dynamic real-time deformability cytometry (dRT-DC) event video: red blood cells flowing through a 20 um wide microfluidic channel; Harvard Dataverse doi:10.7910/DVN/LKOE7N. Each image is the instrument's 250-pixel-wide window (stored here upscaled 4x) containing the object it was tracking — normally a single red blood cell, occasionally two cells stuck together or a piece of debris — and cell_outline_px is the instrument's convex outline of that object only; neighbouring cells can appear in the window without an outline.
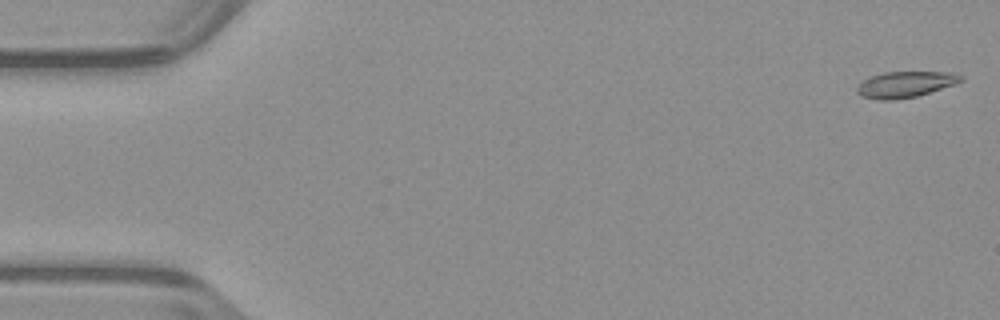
{"species": "common noctule bat (a hibernating species)", "species_latin": "Nyctalus noctula", "temperature_condition": "warm", "stored_images_in_passage": 52, "camera_frame_rate_fps": 3000, "um_per_image_px": 0.085, "animal": {"sex": "male", "body_mass_g": 23.1, "forearm_length_mm": 52.7}, "frame": {"image": 1, "passage_image": 1, "time_ms": 0.0, "image_size_px": [1000, 320], "cell_outline_px": [[964, 80], [956, 84], [916, 96], [892, 100], [876, 100], [860, 96], [856, 92], [856, 88], [868, 76], [884, 72], [956, 72], [964, 76]], "centroid_in_image_um": [76.96, 7.17], "position_along_channel_um": 8.0, "area_um2": 15.95}}
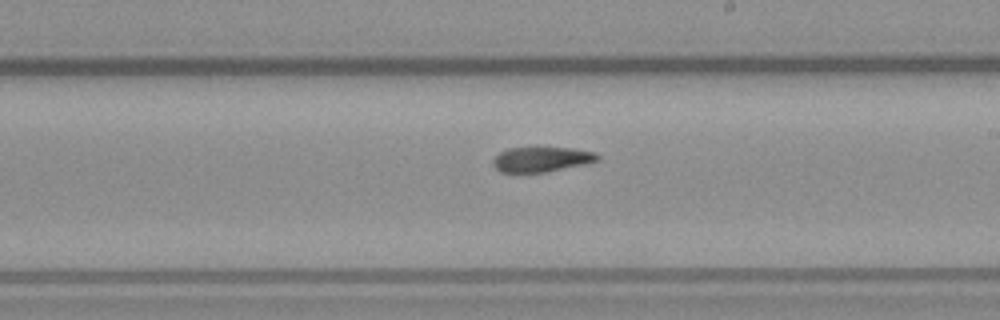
{"frame": {"image": 2, "passage_image": 30, "time_ms": 9.667, "image_size_px": [1000, 320], "cell_outline_px": [[600, 160], [588, 164], [548, 172], [500, 172], [492, 164], [492, 160], [500, 152], [508, 148], [572, 148], [596, 152], [600, 156]], "centroid_in_image_um": [46.09, 13.55], "position_along_channel_um": 242.9, "area_um2": 15.37}}
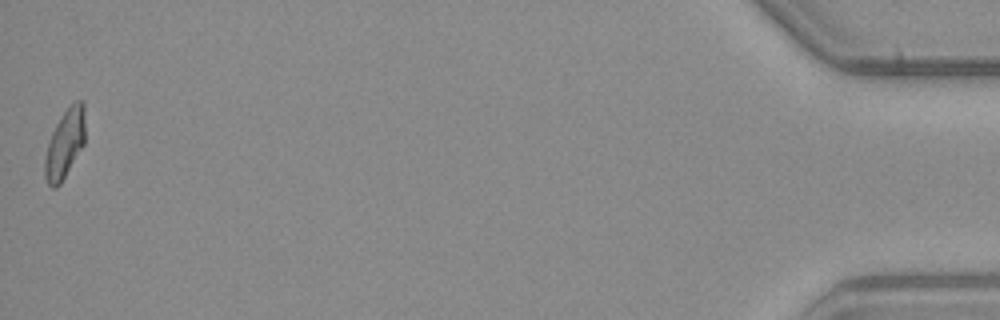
{"frame": {"image": 3, "passage_image": 52, "time_ms": 17.0, "image_size_px": [1000, 320], "cell_outline_px": [[84, 144], [60, 184], [56, 188], [52, 188], [48, 184], [44, 176], [44, 160], [48, 144], [52, 132], [60, 116], [76, 100], [84, 100]], "centroid_in_image_um": [5.5, 12.23], "position_along_channel_um": 429.7, "area_um2": 16.01}, "authors_computed_cell_mechanics": {"area_um2": 16.2418, "velocity_mm_per_s": 3.9598, "shape_relaxation_time_tau1_ms": null, "shape_relaxation_time_tau2_ms": 5.7986, "deformation_change_tau1": null, "deformation_change_tau2": 0.1384}}